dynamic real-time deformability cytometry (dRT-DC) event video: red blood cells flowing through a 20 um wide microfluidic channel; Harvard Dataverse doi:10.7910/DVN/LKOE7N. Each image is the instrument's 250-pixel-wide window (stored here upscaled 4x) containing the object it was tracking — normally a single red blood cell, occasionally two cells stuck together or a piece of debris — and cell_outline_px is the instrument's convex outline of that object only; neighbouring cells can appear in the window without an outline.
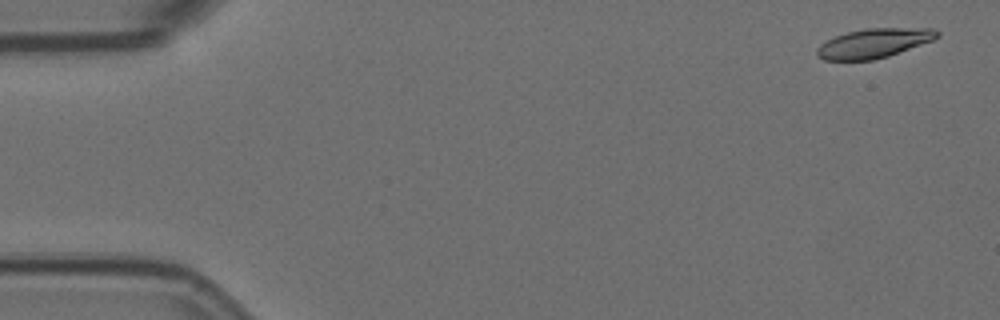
{"species": "Egyptian fruit bat (a non-hibernating species)", "species_latin": "Rousettus aegyptiacus", "temperature_condition": "room temperature", "stored_images_in_passage": 5, "camera_frame_rate_fps": 3000, "um_per_image_px": 0.085, "animal": {"sex": "female"}, "frame": {"image": 1, "passage_image": 1, "time_ms": 0.0, "image_size_px": [1000, 320], "cell_outline_px": [[940, 36], [932, 40], [888, 56], [872, 60], [824, 60], [816, 56], [816, 48], [820, 44], [836, 36], [848, 32], [868, 28], [932, 28], [940, 32]], "centroid_in_image_um": [74.26, 3.67], "position_along_channel_um": 10.7, "area_um2": 20.4}}